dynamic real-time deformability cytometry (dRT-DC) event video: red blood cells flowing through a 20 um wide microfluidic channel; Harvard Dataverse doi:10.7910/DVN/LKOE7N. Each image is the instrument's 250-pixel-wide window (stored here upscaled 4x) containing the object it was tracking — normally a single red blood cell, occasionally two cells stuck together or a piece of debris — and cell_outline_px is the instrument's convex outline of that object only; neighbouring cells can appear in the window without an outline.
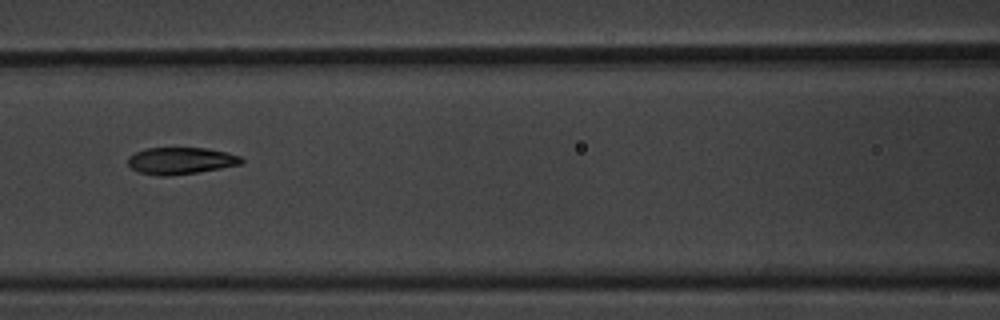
{"species": "common noctule bat (a hibernating species)", "species_latin": "Nyctalus noctula", "temperature_condition": "warm", "stored_images_in_passage": 13, "camera_frame_rate_fps": 3000, "um_per_image_px": 0.085, "animal": {"sex": "male", "body_mass_g": 20.1, "forearm_length_mm": 53.5}, "frame": {"image": 1, "passage_image": 4, "time_ms": 1.0, "image_size_px": [1000, 320], "cell_outline_px": [[244, 160], [240, 164], [220, 168], [196, 172], [168, 176], [156, 176], [140, 172], [132, 168], [128, 164], [128, 156], [136, 152], [148, 148], [208, 148], [240, 156]], "centroid_in_image_um": [15.34, 13.66], "position_along_channel_um": 151.3, "area_um2": 17.57}}
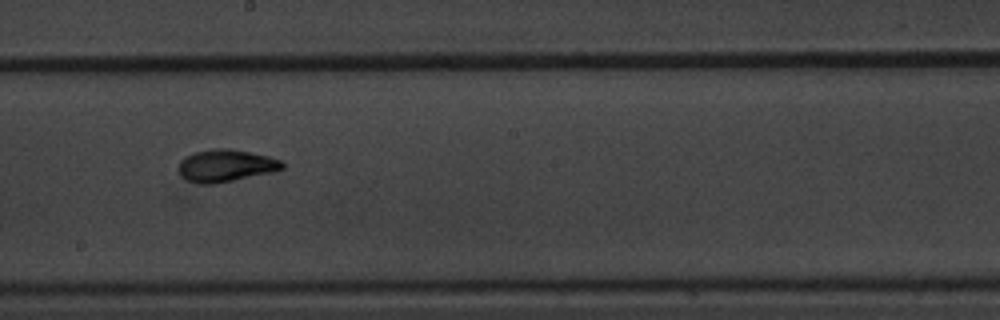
{"frame": {"image": 2, "passage_image": 6, "time_ms": 1.667, "image_size_px": [1000, 320], "cell_outline_px": [[284, 168], [276, 172], [212, 184], [200, 184], [188, 180], [180, 172], [180, 160], [184, 156], [196, 152], [212, 148], [228, 148], [268, 156], [280, 160], [284, 164]], "centroid_in_image_um": [19.23, 14.07], "position_along_channel_um": 229.0, "area_um2": 19.36}}
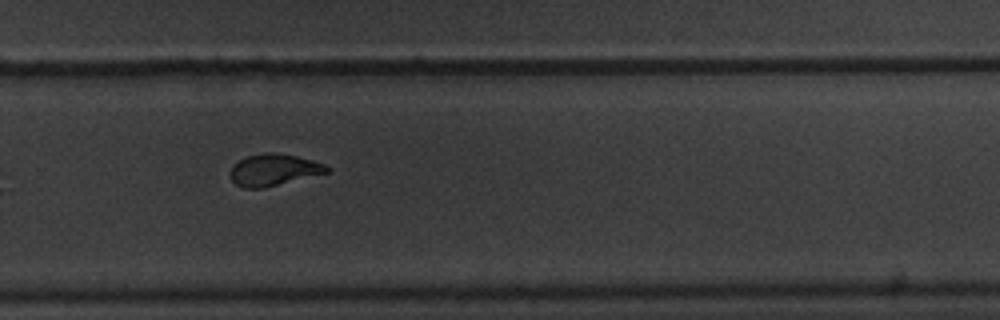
{"frame": {"image": 3, "passage_image": 8, "time_ms": 2.333, "image_size_px": [1000, 320], "cell_outline_px": [[332, 168], [328, 172], [264, 188], [244, 188], [236, 184], [232, 180], [228, 172], [232, 164], [248, 156], [264, 152], [272, 152], [296, 156], [312, 160], [324, 164]], "centroid_in_image_um": [23.23, 14.44], "position_along_channel_um": 306.6, "area_um2": 17.86}}